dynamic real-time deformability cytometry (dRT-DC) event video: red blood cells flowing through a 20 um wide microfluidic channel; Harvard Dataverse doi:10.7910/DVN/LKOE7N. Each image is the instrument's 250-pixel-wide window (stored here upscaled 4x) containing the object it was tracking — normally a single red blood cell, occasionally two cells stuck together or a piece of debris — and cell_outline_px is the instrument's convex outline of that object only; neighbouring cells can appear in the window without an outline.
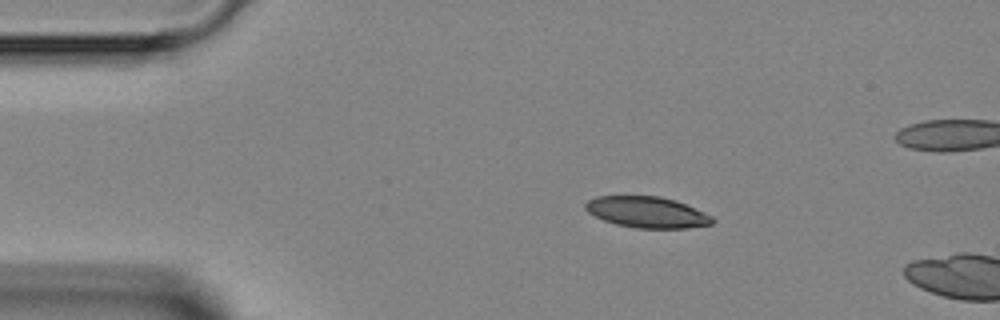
{"species": "Egyptian fruit bat (a non-hibernating species)", "species_latin": "Rousettus aegyptiacus", "temperature_condition": "room temperature", "stored_images_in_passage": 10, "camera_frame_rate_fps": 3000, "um_per_image_px": 0.085, "animal": {"sex": "female"}, "frame": {"image": 1, "passage_image": 7, "time_ms": 2.0, "image_size_px": [1000, 320], "cell_outline_px": [[716, 220], [712, 224], [688, 228], [636, 228], [616, 224], [604, 220], [588, 212], [584, 208], [584, 204], [588, 200], [596, 196], [660, 196], [676, 200], [712, 216]], "centroid_in_image_um": [55.0, 18.03], "position_along_channel_um": 30.0, "area_um2": 23.0}}